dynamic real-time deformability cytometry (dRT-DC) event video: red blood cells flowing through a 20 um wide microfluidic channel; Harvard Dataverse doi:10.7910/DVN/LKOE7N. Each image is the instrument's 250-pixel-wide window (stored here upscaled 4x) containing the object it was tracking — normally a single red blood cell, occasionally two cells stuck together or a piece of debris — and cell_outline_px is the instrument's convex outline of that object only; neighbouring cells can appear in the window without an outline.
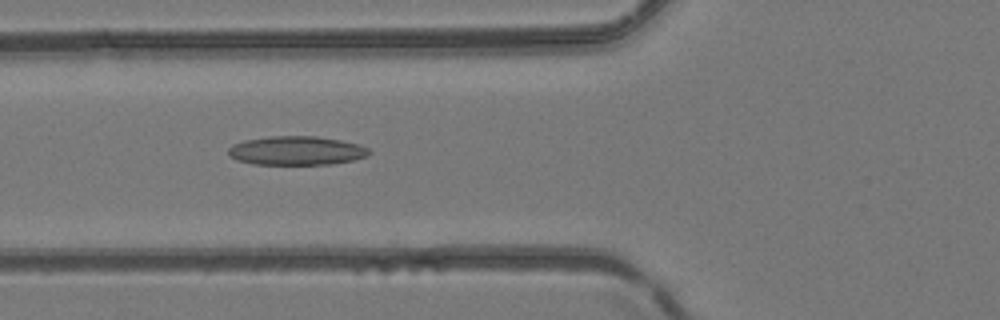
{"species": "common noctule bat (a hibernating species)", "species_latin": "Nyctalus noctula", "temperature_condition": "room temperature", "stored_images_in_passage": 48, "camera_frame_rate_fps": 3000, "um_per_image_px": 0.085, "animal": {"sex": "female", "body_mass_g": 24.6, "forearm_length_mm": 56.2}, "frame": {"image": 1, "passage_image": 19, "time_ms": 6.0, "image_size_px": [1000, 320], "cell_outline_px": [[372, 152], [368, 156], [352, 160], [332, 164], [252, 164], [236, 160], [228, 156], [228, 148], [232, 144], [244, 140], [268, 136], [316, 136], [340, 140], [360, 144], [368, 148]], "centroid_in_image_um": [25.18, 12.8], "position_along_channel_um": 100.6, "area_um2": 23.93}}
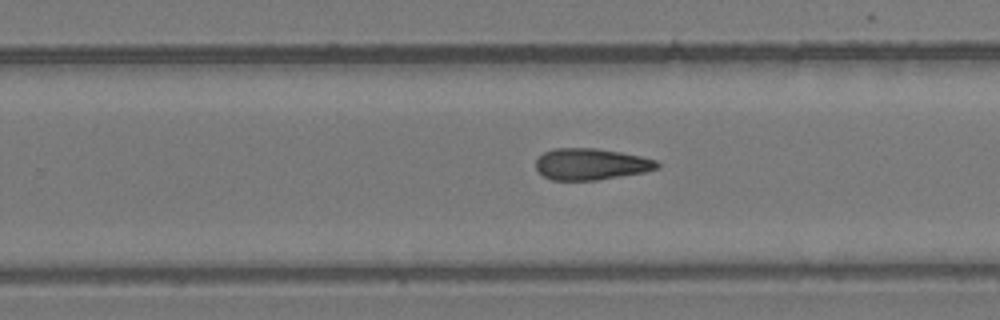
{"frame": {"image": 2, "passage_image": 31, "time_ms": 10.0, "image_size_px": [1000, 320], "cell_outline_px": [[660, 168], [644, 172], [596, 180], [552, 180], [544, 176], [536, 168], [536, 160], [544, 152], [552, 148], [596, 148], [620, 152], [640, 156], [656, 160], [660, 164]], "centroid_in_image_um": [50.24, 13.95], "position_along_channel_um": 279.6, "area_um2": 22.2}}
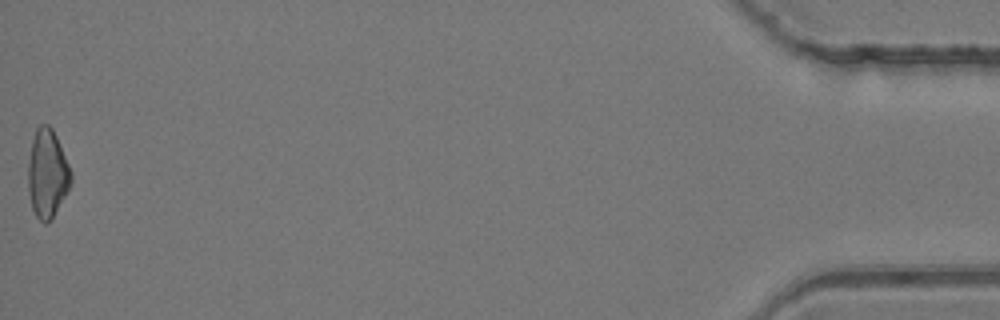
{"frame": {"image": 3, "passage_image": 48, "time_ms": 15.667, "image_size_px": [1000, 320], "cell_outline_px": [[72, 180], [52, 220], [44, 224], [36, 216], [32, 208], [28, 192], [28, 164], [32, 140], [36, 128], [40, 124], [48, 124], [52, 128], [56, 136], [72, 172]], "centroid_in_image_um": [4.01, 14.76], "position_along_channel_um": 431.2, "area_um2": 22.02}}